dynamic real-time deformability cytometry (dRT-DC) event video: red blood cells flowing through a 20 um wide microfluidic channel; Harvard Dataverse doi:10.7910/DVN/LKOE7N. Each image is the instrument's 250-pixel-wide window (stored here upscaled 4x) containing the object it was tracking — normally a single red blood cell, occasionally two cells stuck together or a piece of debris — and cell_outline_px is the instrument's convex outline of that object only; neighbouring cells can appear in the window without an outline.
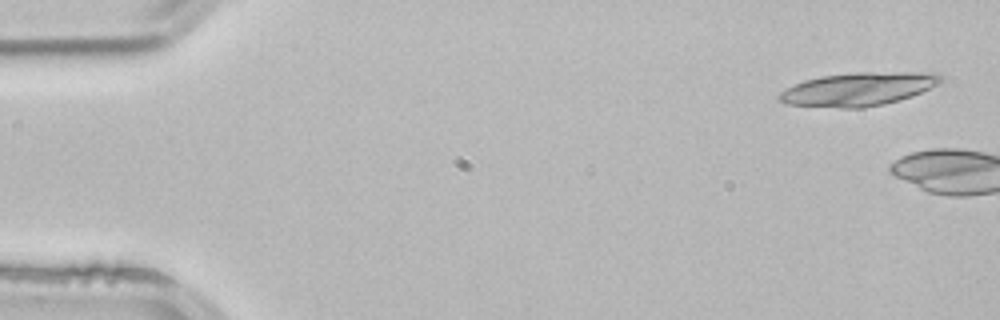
{"species": "common noctule bat (a hibernating species)", "species_latin": "Nyctalus noctula", "temperature_condition": "room temperature", "stored_images_in_passage": 6, "camera_frame_rate_fps": 3000, "um_per_image_px": 0.085, "animal": {"sex": "male", "body_mass_g": 21.5, "forearm_length_mm": 52.0}, "frame": {"image": 1, "passage_image": 1, "time_ms": 0.0, "image_size_px": [1000, 320], "cell_outline_px": [[944, 80], [940, 84], [912, 96], [900, 100], [884, 104], [864, 108], [840, 108], [784, 104], [776, 100], [776, 96], [780, 92], [804, 80], [820, 76], [856, 72], [936, 72], [944, 76]], "centroid_in_image_um": [72.99, 7.57], "position_along_channel_um": 12.0, "area_um2": 31.91}}